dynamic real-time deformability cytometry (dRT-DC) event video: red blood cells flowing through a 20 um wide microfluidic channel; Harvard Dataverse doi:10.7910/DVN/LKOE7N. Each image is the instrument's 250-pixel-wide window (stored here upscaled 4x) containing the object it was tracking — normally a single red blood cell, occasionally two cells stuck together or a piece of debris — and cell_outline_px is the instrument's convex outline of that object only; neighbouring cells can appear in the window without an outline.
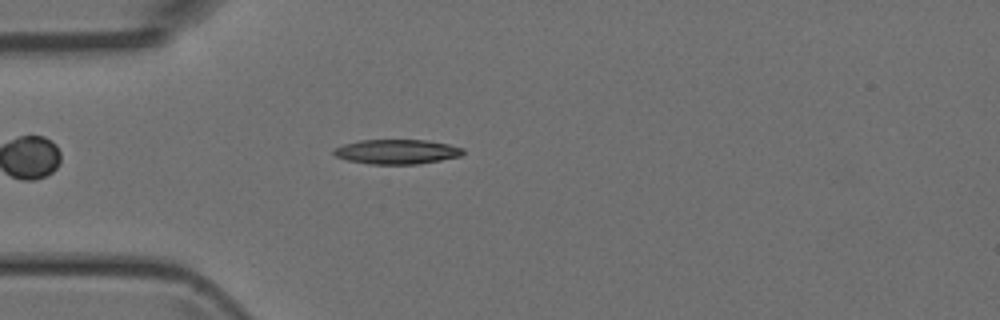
{"species": "Egyptian fruit bat (a non-hibernating species)", "species_latin": "Rousettus aegyptiacus", "temperature_condition": "room temperature", "stored_images_in_passage": 41, "camera_frame_rate_fps": 3000, "um_per_image_px": 0.085, "animal": {"sex": "female"}, "frame": {"image": 1, "passage_image": 8, "time_ms": 2.333, "image_size_px": [1000, 320], "cell_outline_px": [[464, 152], [460, 156], [440, 160], [416, 164], [372, 164], [348, 160], [336, 156], [332, 152], [336, 148], [344, 144], [360, 140], [424, 140], [448, 144], [464, 148]], "centroid_in_image_um": [33.74, 12.89], "position_along_channel_um": 51.3, "area_um2": 18.32}}
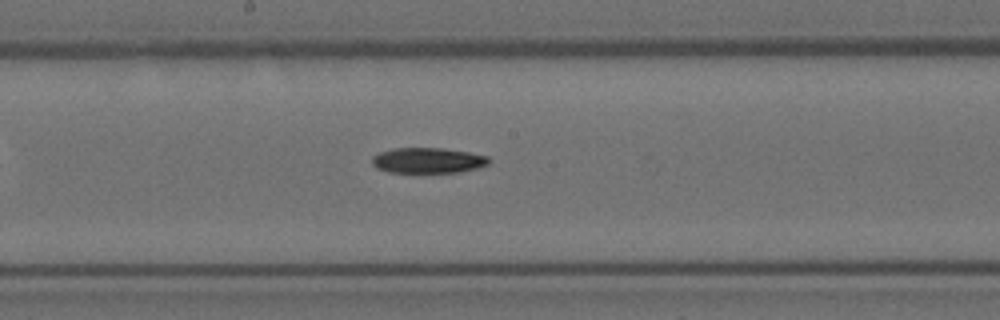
{"frame": {"image": 2, "passage_image": 20, "time_ms": 6.333, "image_size_px": [1000, 320], "cell_outline_px": [[492, 160], [488, 164], [476, 168], [460, 172], [388, 172], [376, 168], [372, 164], [372, 156], [380, 152], [392, 148], [444, 148], [468, 152], [488, 156]], "centroid_in_image_um": [36.37, 13.63], "position_along_channel_um": 211.8, "area_um2": 17.4}}
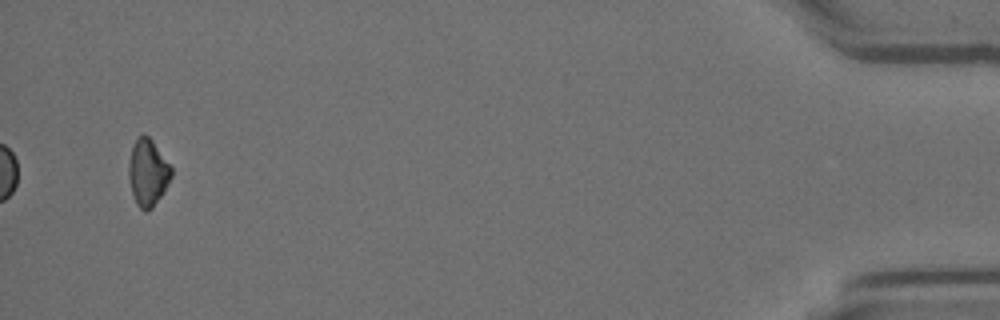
{"frame": {"image": 3, "passage_image": 41, "time_ms": 13.333, "image_size_px": [1000, 320], "cell_outline_px": [[172, 176], [164, 192], [152, 208], [148, 212], [144, 212], [136, 204], [132, 192], [128, 176], [128, 164], [132, 144], [144, 132], [152, 140], [172, 168]], "centroid_in_image_um": [12.55, 14.68], "position_along_channel_um": 422.6, "area_um2": 16.7}}